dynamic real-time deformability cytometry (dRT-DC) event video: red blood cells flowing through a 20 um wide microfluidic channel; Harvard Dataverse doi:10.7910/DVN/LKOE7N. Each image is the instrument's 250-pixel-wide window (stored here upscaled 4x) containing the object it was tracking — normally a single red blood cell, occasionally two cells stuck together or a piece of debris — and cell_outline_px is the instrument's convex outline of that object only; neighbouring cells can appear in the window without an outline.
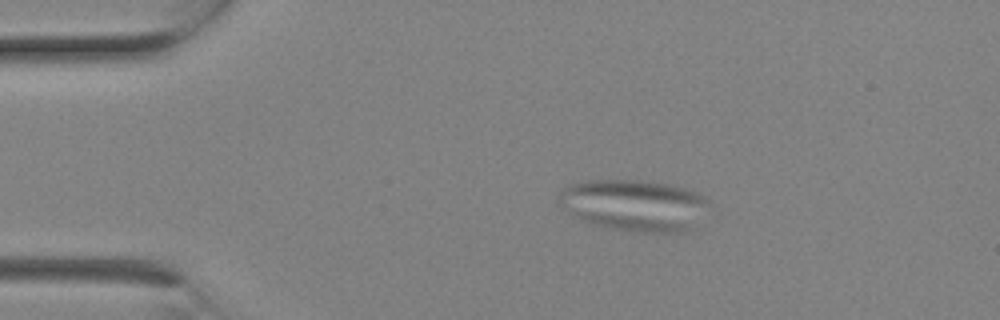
{"species": "Egyptian fruit bat (a non-hibernating species)", "species_latin": "Rousettus aegyptiacus", "temperature_condition": "room temperature", "stored_images_in_passage": 3, "camera_frame_rate_fps": 3000, "um_per_image_px": 0.085, "animal": {"sex": "female"}, "frame": {"image": 1, "passage_image": 3, "time_ms": 0.667, "image_size_px": [1000, 320], "cell_outline_px": [[708, 204], [692, 228], [684, 232], [640, 232], [616, 228], [596, 224], [584, 220], [576, 216], [564, 208], [556, 200], [560, 192], [568, 184], [588, 180], [640, 180], [668, 184], [684, 188], [696, 192], [704, 196], [708, 200]], "centroid_in_image_um": [53.89, 17.42], "position_along_channel_um": 31.1, "area_um2": 44.39}}